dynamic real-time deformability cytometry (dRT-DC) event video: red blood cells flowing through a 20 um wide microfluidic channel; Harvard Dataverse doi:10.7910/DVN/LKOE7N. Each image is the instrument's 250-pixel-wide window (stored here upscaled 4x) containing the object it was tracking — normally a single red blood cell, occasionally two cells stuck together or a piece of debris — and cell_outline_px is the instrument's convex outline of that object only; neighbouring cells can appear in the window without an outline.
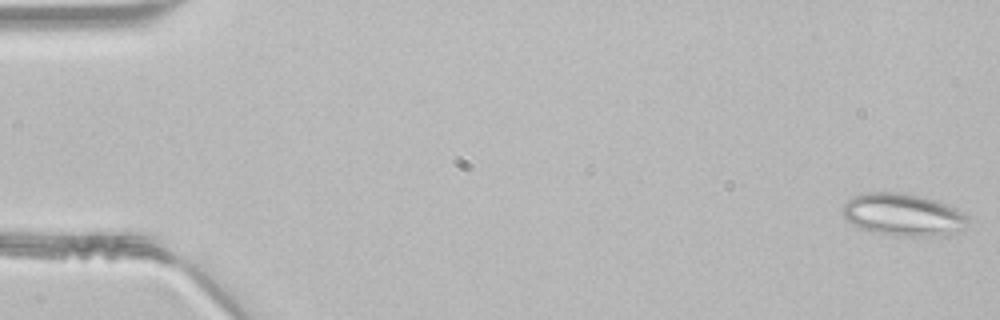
{"species": "common noctule bat (a hibernating species)", "species_latin": "Nyctalus noctula", "temperature_condition": "room temperature", "stored_images_in_passage": 14, "camera_frame_rate_fps": 3000, "um_per_image_px": 0.085, "animal": {"sex": "male", "body_mass_g": 21.5, "forearm_length_mm": 52.0}, "frame": {"image": 1, "passage_image": 1, "time_ms": 0.0, "image_size_px": [1000, 320], "cell_outline_px": [[968, 220], [956, 232], [948, 236], [896, 236], [872, 232], [848, 224], [844, 216], [844, 204], [852, 196], [868, 192], [904, 192], [936, 200], [956, 208], [964, 212], [968, 216]], "centroid_in_image_um": [76.75, 18.26], "position_along_channel_um": 8.3, "area_um2": 31.21}}